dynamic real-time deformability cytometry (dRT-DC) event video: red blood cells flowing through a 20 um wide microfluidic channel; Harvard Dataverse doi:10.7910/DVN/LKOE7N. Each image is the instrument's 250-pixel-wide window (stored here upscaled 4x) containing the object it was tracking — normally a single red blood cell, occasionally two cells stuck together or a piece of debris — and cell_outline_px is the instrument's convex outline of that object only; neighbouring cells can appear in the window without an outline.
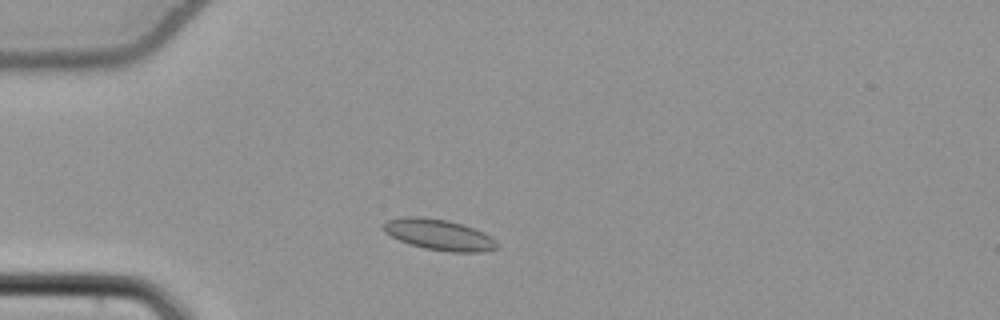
{"species": "common noctule bat (a hibernating species)", "species_latin": "Nyctalus noctula", "temperature_condition": "cold", "stored_images_in_passage": 11, "camera_frame_rate_fps": 3000, "um_per_image_px": 0.085, "animal": {"sex": "female", "body_mass_g": 22.7, "forearm_length_mm": 54.2}, "frame": {"image": 1, "passage_image": 7, "time_ms": 2.0, "image_size_px": [1000, 320], "cell_outline_px": [[500, 248], [484, 252], [448, 252], [424, 248], [408, 244], [384, 232], [384, 224], [388, 220], [408, 216], [416, 216], [448, 220], [484, 232], [496, 240], [500, 244]], "centroid_in_image_um": [37.38, 19.97], "position_along_channel_um": 47.6, "area_um2": 20.46}}